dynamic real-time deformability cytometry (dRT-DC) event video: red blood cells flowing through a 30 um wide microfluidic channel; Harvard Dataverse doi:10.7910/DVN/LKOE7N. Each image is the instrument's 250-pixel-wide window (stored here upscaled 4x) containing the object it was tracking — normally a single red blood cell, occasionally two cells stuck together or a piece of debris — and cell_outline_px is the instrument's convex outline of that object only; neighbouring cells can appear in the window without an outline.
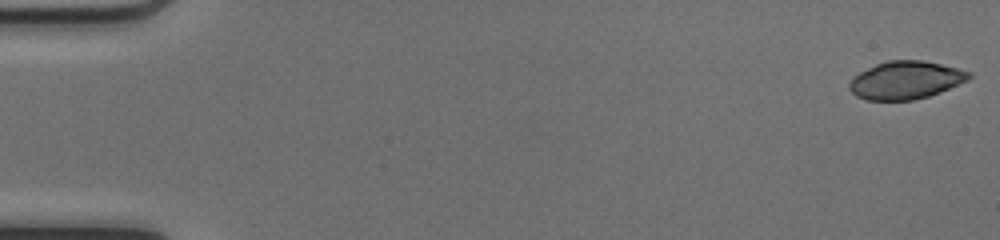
{"species": "common noctule bat (a hibernating species)", "species_latin": "Nyctalus noctula", "temperature_condition": "cold", "stored_images_in_passage": 49, "camera_frame_rate_fps": 3000, "um_per_image_px": 0.085, "animal": {"sex": "female", "body_mass_g": 17.0, "forearm_length_mm": 48.0}, "frame": {"image": 1, "passage_image": 1, "time_ms": 0.0, "image_size_px": [1000, 240], "cell_outline_px": [[972, 76], [968, 80], [940, 92], [928, 96], [912, 100], [864, 100], [856, 96], [848, 88], [848, 84], [852, 76], [884, 60], [924, 60], [972, 72]], "centroid_in_image_um": [76.95, 6.81], "position_along_channel_um": 8.0, "area_um2": 26.53}}
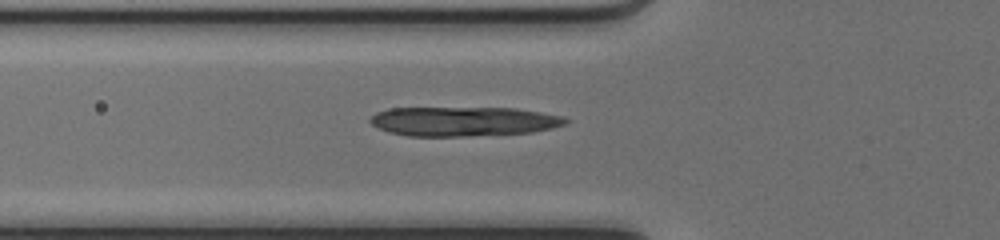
{"frame": {"image": 2, "passage_image": 18, "time_ms": 5.667, "image_size_px": [1000, 240], "cell_outline_px": [[568, 120], [564, 124], [552, 128], [532, 132], [468, 136], [408, 136], [388, 132], [372, 124], [368, 120], [376, 112], [388, 108], [516, 108], [564, 116]], "centroid_in_image_um": [39.38, 10.31], "position_along_channel_um": 86.4, "area_um2": 33.47}}
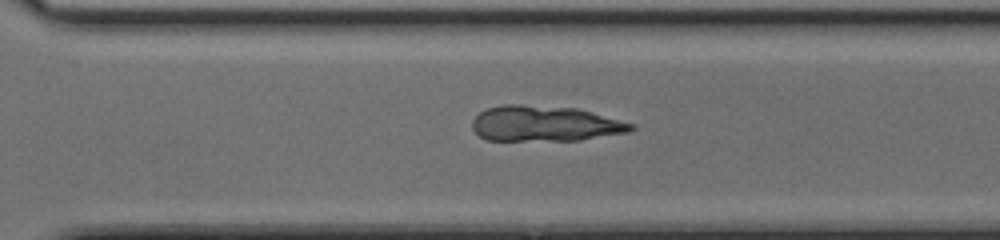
{"frame": {"image": 3, "passage_image": 35, "time_ms": 11.333, "image_size_px": [1000, 240], "cell_outline_px": [[636, 128], [628, 132], [580, 140], [488, 140], [480, 136], [472, 128], [472, 120], [480, 112], [488, 108], [504, 104], [520, 104], [576, 108], [636, 124]], "centroid_in_image_um": [46.32, 10.5], "position_along_channel_um": 324.3, "area_um2": 32.83}}